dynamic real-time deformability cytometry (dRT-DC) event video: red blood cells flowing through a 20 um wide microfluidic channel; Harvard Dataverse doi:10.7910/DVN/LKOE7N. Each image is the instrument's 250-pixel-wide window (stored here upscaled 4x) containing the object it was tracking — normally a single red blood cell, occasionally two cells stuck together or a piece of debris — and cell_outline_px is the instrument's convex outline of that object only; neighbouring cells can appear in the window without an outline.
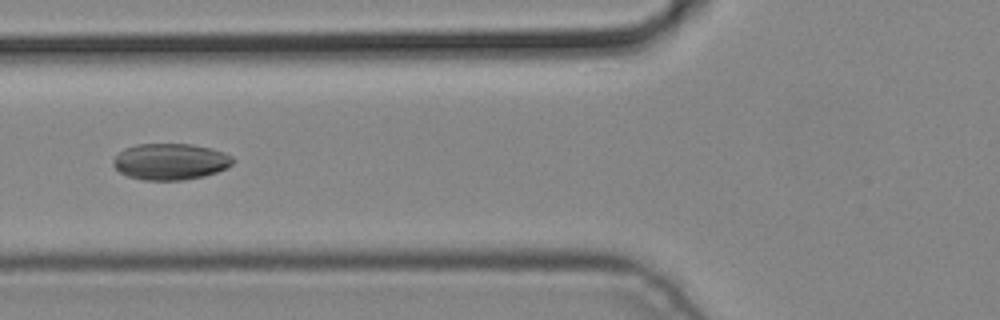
{"species": "common noctule bat (a hibernating species)", "species_latin": "Nyctalus noctula", "temperature_condition": "cold", "stored_images_in_passage": 5, "camera_frame_rate_fps": 3000, "um_per_image_px": 0.085, "animal": {"sex": "male", "body_mass_g": 19.2, "forearm_length_mm": 51.8}, "frame": {"image": 1, "passage_image": 5, "time_ms": 1.333, "image_size_px": [1000, 320], "cell_outline_px": [[236, 160], [232, 164], [216, 172], [204, 176], [184, 180], [144, 180], [128, 176], [120, 172], [112, 164], [112, 160], [124, 148], [136, 144], [192, 144], [224, 152], [232, 156]], "centroid_in_image_um": [14.47, 13.73], "position_along_channel_um": 111.3, "area_um2": 25.32}}